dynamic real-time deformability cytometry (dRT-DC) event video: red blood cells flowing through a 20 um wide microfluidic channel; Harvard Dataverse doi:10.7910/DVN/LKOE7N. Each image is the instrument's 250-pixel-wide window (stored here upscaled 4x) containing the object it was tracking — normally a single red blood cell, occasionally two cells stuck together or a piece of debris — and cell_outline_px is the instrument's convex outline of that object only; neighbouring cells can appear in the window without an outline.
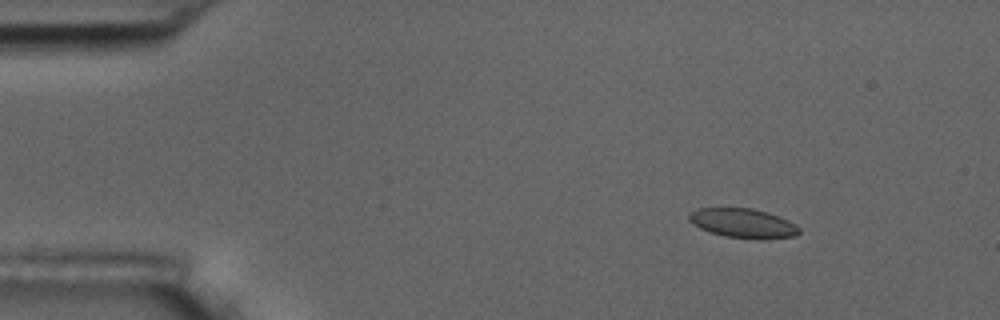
{"species": "common noctule bat (a hibernating species)", "species_latin": "Nyctalus noctula", "temperature_condition": "room temperature", "stored_images_in_passage": 6, "camera_frame_rate_fps": 3000, "um_per_image_px": 0.085, "animal": {"sex": "male", "body_mass_g": 17.5, "forearm_length_mm": 52.3}, "frame": {"image": 1, "passage_image": 2, "time_ms": 1.333, "image_size_px": [1000, 320], "cell_outline_px": [[800, 232], [796, 236], [764, 240], [760, 240], [724, 236], [700, 228], [692, 224], [688, 220], [688, 212], [696, 208], [752, 208], [788, 220], [796, 224], [800, 228]], "centroid_in_image_um": [63.15, 18.98], "position_along_channel_um": 21.9, "area_um2": 19.02}}